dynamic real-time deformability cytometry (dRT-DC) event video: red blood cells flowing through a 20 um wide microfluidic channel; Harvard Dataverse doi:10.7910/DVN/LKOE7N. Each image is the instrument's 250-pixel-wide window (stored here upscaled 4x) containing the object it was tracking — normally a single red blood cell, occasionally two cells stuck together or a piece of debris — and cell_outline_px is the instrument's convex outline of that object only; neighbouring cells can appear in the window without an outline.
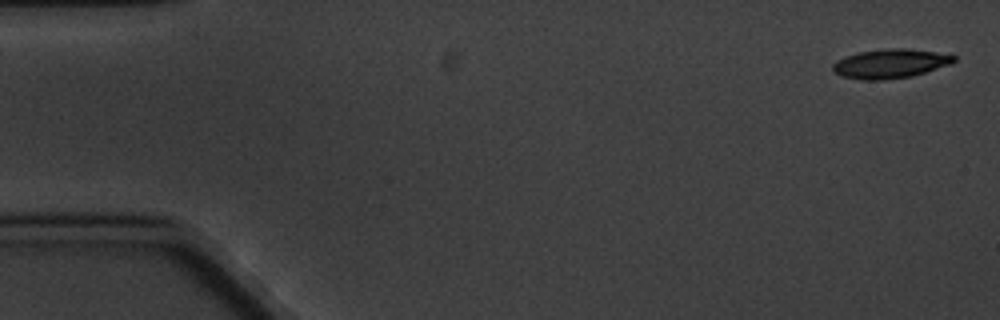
{"species": "common noctule bat (a hibernating species)", "species_latin": "Nyctalus noctula", "temperature_condition": "cold", "stored_images_in_passage": 7, "camera_frame_rate_fps": 3000, "um_per_image_px": 0.085, "animal": {"sex": "male", "body_mass_g": 20.1, "forearm_length_mm": 53.5}, "frame": {"image": 1, "passage_image": 1, "time_ms": 0.0, "image_size_px": [1000, 320], "cell_outline_px": [[956, 60], [952, 64], [912, 76], [884, 80], [860, 80], [840, 76], [832, 72], [832, 64], [836, 60], [844, 56], [860, 52], [888, 48], [908, 48], [936, 52], [956, 56]], "centroid_in_image_um": [75.64, 5.41], "position_along_channel_um": 9.4, "area_um2": 20.87}}